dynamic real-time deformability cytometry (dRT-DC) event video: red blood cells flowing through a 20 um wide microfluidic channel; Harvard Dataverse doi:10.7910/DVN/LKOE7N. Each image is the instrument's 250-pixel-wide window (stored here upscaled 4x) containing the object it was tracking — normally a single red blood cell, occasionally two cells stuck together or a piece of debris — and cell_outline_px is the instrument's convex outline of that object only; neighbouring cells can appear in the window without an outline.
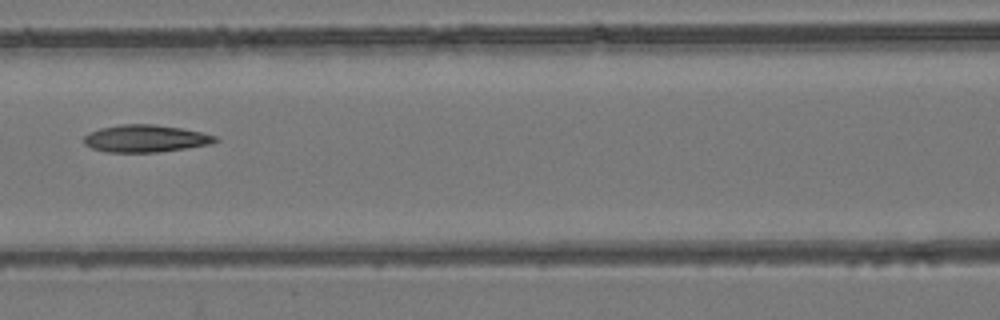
{"species": "common noctule bat (a hibernating species)", "species_latin": "Nyctalus noctula", "temperature_condition": "room temperature", "stored_images_in_passage": 3, "camera_frame_rate_fps": 3000, "um_per_image_px": 0.085, "animal": {"sex": "female", "body_mass_g": 24.6, "forearm_length_mm": 56.2}, "frame": {"image": 1, "passage_image": 3, "time_ms": 2.333, "image_size_px": [1000, 320], "cell_outline_px": [[220, 140], [212, 144], [188, 148], [160, 152], [108, 152], [92, 148], [84, 144], [84, 136], [88, 132], [100, 128], [120, 124], [152, 124], [180, 128], [200, 132], [216, 136]], "centroid_in_image_um": [12.37, 11.78], "position_along_channel_um": 154.2, "area_um2": 20.98}}